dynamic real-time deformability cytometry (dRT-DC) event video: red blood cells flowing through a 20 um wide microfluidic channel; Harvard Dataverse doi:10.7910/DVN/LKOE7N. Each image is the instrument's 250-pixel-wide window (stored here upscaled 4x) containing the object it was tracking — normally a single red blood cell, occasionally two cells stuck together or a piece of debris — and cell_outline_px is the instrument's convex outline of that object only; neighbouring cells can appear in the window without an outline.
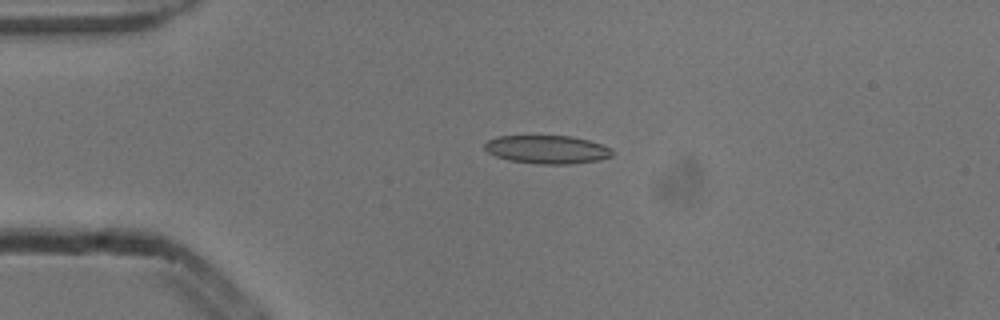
{"species": "common noctule bat (a hibernating species)", "species_latin": "Nyctalus noctula", "temperature_condition": "cold", "stored_images_in_passage": 3, "camera_frame_rate_fps": 3000, "um_per_image_px": 0.085, "animal": {"sex": "male", "body_mass_g": 13.3}, "frame": {"image": 1, "passage_image": 1, "time_ms": 0.0, "image_size_px": [1000, 320], "cell_outline_px": [[612, 156], [600, 160], [568, 164], [536, 164], [508, 160], [496, 156], [488, 152], [484, 148], [484, 144], [488, 140], [496, 136], [572, 136], [588, 140], [612, 148]], "centroid_in_image_um": [46.5, 12.71], "position_along_channel_um": 38.5, "area_um2": 21.1}}
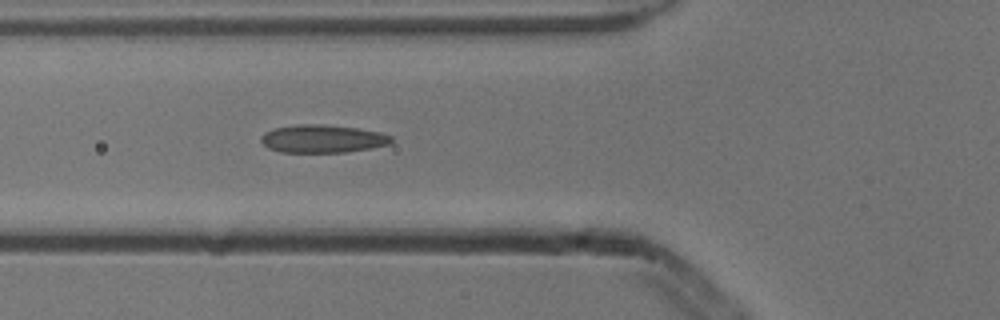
{"frame": {"image": 2, "passage_image": 3, "time_ms": 0.667, "image_size_px": [1000, 320], "cell_outline_px": [[392, 144], [372, 148], [344, 152], [280, 152], [268, 148], [260, 140], [260, 136], [264, 132], [272, 128], [296, 124], [324, 124], [356, 128], [380, 132], [392, 136]], "centroid_in_image_um": [27.4, 11.79], "position_along_channel_um": 98.4, "area_um2": 21.44}}